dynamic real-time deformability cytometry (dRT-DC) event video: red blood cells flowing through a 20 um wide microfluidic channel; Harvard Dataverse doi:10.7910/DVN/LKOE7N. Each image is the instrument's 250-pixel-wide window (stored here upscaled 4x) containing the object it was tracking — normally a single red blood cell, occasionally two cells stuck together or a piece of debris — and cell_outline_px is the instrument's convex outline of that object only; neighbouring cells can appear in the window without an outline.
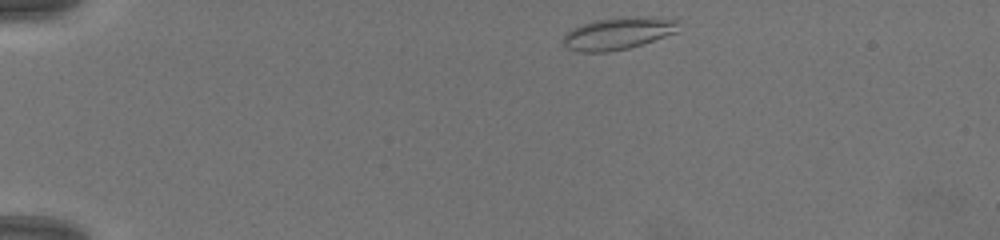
{"species": "common noctule bat (a hibernating species)", "species_latin": "Nyctalus noctula", "temperature_condition": "warm", "stored_images_in_passage": 55, "camera_frame_rate_fps": 3000, "um_per_image_px": 0.085, "animal": {"sex": "female", "body_mass_g": 19.5, "forearm_length_mm": 54.1}, "frame": {"image": 1, "passage_image": 1, "time_ms": 0.0, "image_size_px": [1000, 240], "cell_outline_px": [[680, 20], [676, 32], [628, 48], [608, 52], [576, 52], [568, 48], [564, 44], [564, 36], [572, 28], [580, 24], [592, 20], [624, 16], [636, 16]], "centroid_in_image_um": [52.49, 2.82], "position_along_channel_um": 32.5, "area_um2": 21.56}}
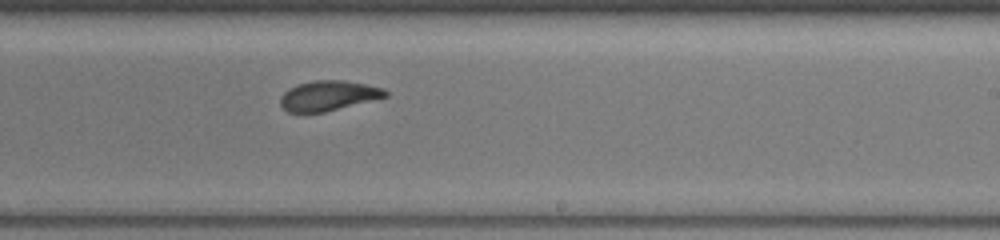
{"frame": {"image": 2, "passage_image": 31, "time_ms": 10.0, "image_size_px": [1000, 240], "cell_outline_px": [[388, 96], [324, 112], [288, 112], [280, 104], [280, 96], [288, 88], [296, 84], [312, 80], [344, 80], [384, 88], [388, 92]], "centroid_in_image_um": [27.88, 8.12], "position_along_channel_um": 261.1, "area_um2": 18.32}}
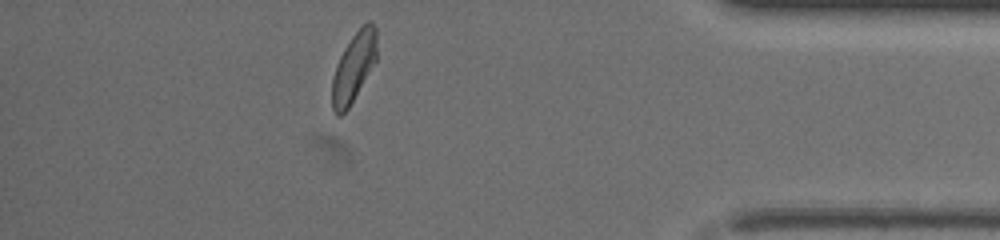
{"frame": {"image": 3, "passage_image": 48, "time_ms": 15.667, "image_size_px": [1000, 240], "cell_outline_px": [[376, 60], [348, 108], [340, 116], [336, 116], [332, 108], [332, 80], [336, 64], [344, 48], [352, 36], [368, 20], [376, 28]], "centroid_in_image_um": [30.04, 5.72], "position_along_channel_um": 405.2, "area_um2": 17.69}}